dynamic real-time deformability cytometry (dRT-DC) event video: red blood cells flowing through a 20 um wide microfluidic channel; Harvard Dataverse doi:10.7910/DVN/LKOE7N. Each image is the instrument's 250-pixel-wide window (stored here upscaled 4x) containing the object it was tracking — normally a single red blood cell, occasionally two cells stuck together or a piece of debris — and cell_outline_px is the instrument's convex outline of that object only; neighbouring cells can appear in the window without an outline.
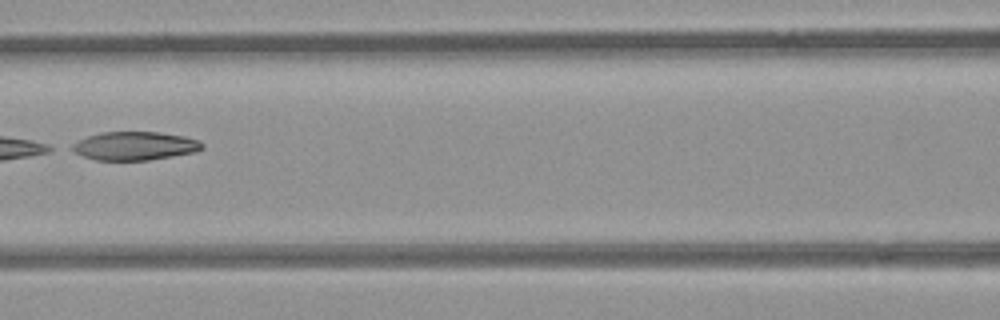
{"species": "common noctule bat (a hibernating species)", "species_latin": "Nyctalus noctula", "temperature_condition": "room temperature", "stored_images_in_passage": 8, "camera_frame_rate_fps": 3000, "um_per_image_px": 0.085, "animal": {"sex": "female", "body_mass_g": 21.9}, "frame": {"image": 1, "passage_image": 7, "time_ms": 7.667, "image_size_px": [1000, 320], "cell_outline_px": [[204, 148], [196, 152], [148, 160], [96, 160], [84, 156], [68, 148], [72, 144], [88, 136], [100, 132], [160, 132], [184, 136], [196, 140], [204, 144]], "centroid_in_image_um": [11.46, 12.4], "position_along_channel_um": 155.1, "area_um2": 21.5}}
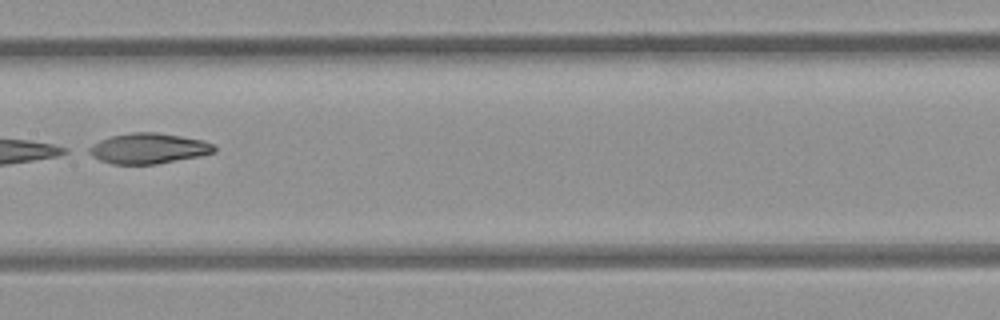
{"frame": {"image": 2, "passage_image": 8, "time_ms": 8.667, "image_size_px": [1000, 320], "cell_outline_px": [[216, 152], [200, 156], [156, 164], [112, 164], [100, 160], [84, 152], [84, 148], [100, 140], [112, 136], [132, 132], [156, 132], [204, 140], [212, 144], [216, 148]], "centroid_in_image_um": [12.57, 12.62], "position_along_channel_um": 194.8, "area_um2": 22.43}}